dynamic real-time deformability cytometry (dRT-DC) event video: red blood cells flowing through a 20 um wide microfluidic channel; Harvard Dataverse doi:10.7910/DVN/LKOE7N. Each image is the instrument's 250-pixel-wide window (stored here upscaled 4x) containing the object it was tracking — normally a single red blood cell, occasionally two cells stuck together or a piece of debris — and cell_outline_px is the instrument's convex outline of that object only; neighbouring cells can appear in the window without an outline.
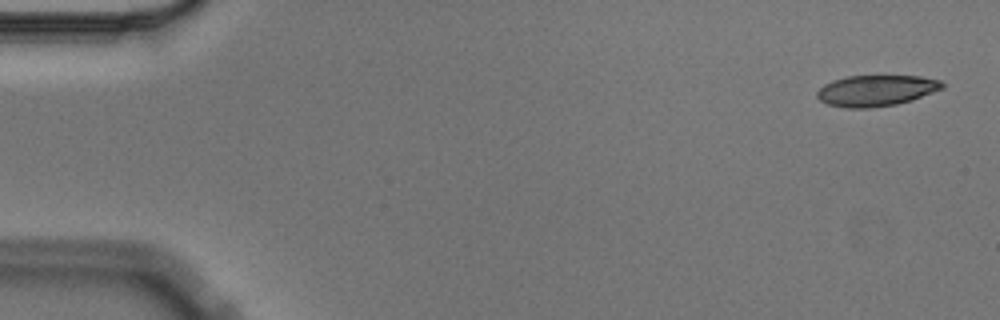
{"species": "Egyptian fruit bat (a non-hibernating species)", "species_latin": "Rousettus aegyptiacus", "temperature_condition": "cold", "stored_images_in_passage": 5, "camera_frame_rate_fps": 3000, "um_per_image_px": 0.085, "animal": {"sex": "male"}, "frame": {"image": 1, "passage_image": 1, "time_ms": 0.0, "image_size_px": [1000, 320], "cell_outline_px": [[944, 88], [912, 100], [896, 104], [868, 108], [848, 108], [828, 104], [820, 100], [816, 96], [816, 92], [824, 84], [832, 80], [848, 76], [920, 76], [944, 80]], "centroid_in_image_um": [74.49, 7.69], "position_along_channel_um": 10.5, "area_um2": 22.72}}